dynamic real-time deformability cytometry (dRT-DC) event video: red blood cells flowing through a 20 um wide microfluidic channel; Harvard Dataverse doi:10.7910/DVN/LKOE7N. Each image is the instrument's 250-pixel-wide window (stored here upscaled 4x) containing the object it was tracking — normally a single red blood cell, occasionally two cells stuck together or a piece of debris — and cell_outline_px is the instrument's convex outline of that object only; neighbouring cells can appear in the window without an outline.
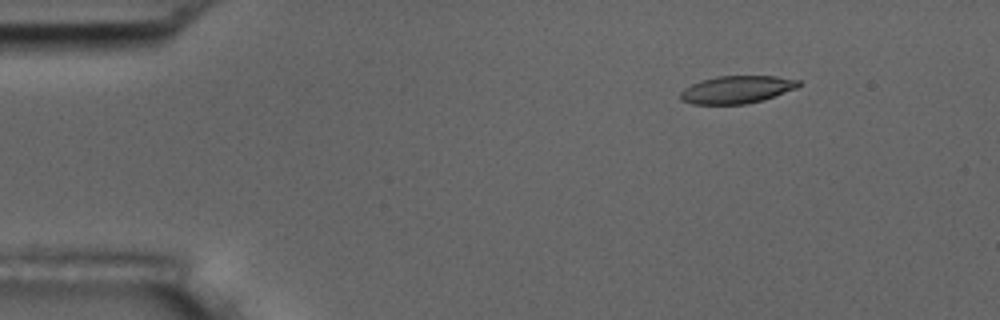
{"species": "common noctule bat (a hibernating species)", "species_latin": "Nyctalus noctula", "temperature_condition": "room temperature", "stored_images_in_passage": 5, "camera_frame_rate_fps": 3000, "um_per_image_px": 0.085, "animal": {"sex": "male", "body_mass_g": 17.5, "forearm_length_mm": 52.3}, "frame": {"image": 1, "passage_image": 3, "time_ms": 2.333, "image_size_px": [1000, 320], "cell_outline_px": [[800, 84], [796, 88], [764, 100], [744, 104], [692, 104], [680, 100], [680, 92], [684, 88], [700, 80], [716, 76], [776, 76], [800, 80]], "centroid_in_image_um": [62.6, 7.61], "position_along_channel_um": 22.4, "area_um2": 19.07}}
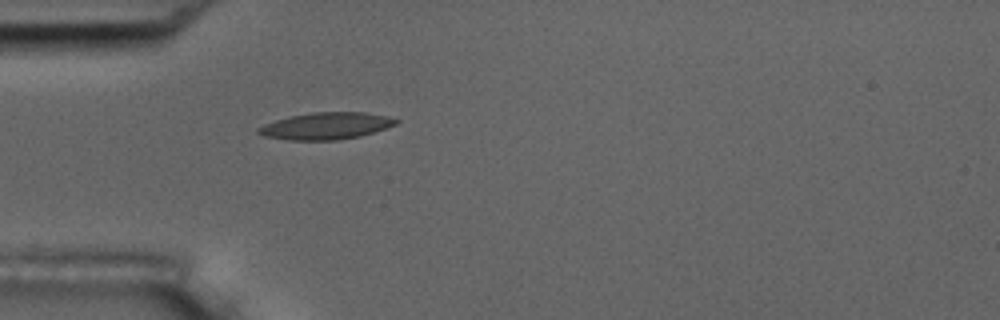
{"frame": {"image": 2, "passage_image": 5, "time_ms": 5.333, "image_size_px": [1000, 320], "cell_outline_px": [[400, 120], [396, 124], [360, 136], [336, 140], [288, 140], [264, 136], [256, 132], [256, 128], [264, 124], [288, 116], [312, 112], [364, 112], [388, 116]], "centroid_in_image_um": [27.67, 10.7], "position_along_channel_um": 57.3, "area_um2": 21.56}}